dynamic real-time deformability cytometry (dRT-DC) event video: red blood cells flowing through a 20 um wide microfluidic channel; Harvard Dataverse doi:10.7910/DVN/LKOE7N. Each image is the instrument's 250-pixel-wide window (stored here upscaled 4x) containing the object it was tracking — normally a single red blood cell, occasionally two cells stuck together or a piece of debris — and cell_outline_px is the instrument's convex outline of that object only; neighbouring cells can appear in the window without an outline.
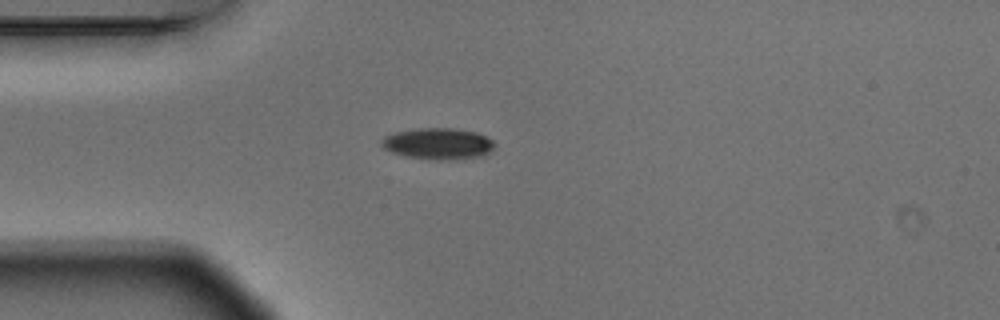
{"species": "Egyptian fruit bat (a non-hibernating species)", "species_latin": "Rousettus aegyptiacus", "temperature_condition": "warm", "stored_images_in_passage": 1, "camera_frame_rate_fps": 3000, "um_per_image_px": 0.085, "animal": {"sex": "male"}, "frame": {"image": 1, "passage_image": 1, "time_ms": 0.0, "image_size_px": [1000, 320], "cell_outline_px": [[496, 144], [488, 152], [480, 156], [456, 160], [428, 160], [404, 156], [392, 152], [384, 148], [380, 144], [380, 140], [384, 136], [396, 132], [420, 128], [452, 128], [476, 132], [492, 140]], "centroid_in_image_um": [37.2, 12.23], "position_along_channel_um": 47.8, "area_um2": 20.75}}